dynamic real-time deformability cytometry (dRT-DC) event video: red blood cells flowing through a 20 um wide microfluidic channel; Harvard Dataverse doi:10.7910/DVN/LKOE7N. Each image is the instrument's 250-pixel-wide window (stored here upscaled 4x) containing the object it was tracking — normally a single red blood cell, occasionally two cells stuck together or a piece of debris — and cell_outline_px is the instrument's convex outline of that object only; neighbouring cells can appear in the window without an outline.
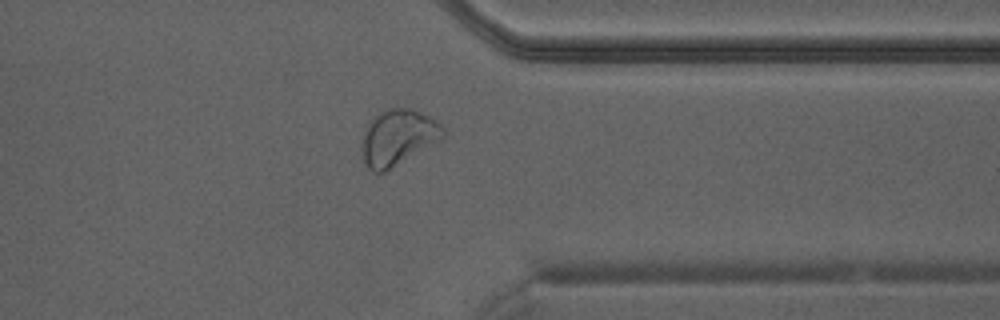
{"species": "Egyptian fruit bat (a non-hibernating species)", "species_latin": "Rousettus aegyptiacus", "temperature_condition": "warm", "stored_images_in_passage": 30, "camera_frame_rate_fps": 3000, "um_per_image_px": 0.085, "animal": {"sex": "male"}, "frame": {"image": 1, "passage_image": 26, "time_ms": 8.333, "image_size_px": [1000, 320], "cell_outline_px": [[444, 136], [440, 140], [384, 172], [372, 172], [368, 168], [364, 160], [360, 144], [364, 132], [372, 116], [388, 108], [412, 108], [436, 120], [444, 128]], "centroid_in_image_um": [33.8, 11.67], "position_along_channel_um": 377.6, "area_um2": 26.3}}